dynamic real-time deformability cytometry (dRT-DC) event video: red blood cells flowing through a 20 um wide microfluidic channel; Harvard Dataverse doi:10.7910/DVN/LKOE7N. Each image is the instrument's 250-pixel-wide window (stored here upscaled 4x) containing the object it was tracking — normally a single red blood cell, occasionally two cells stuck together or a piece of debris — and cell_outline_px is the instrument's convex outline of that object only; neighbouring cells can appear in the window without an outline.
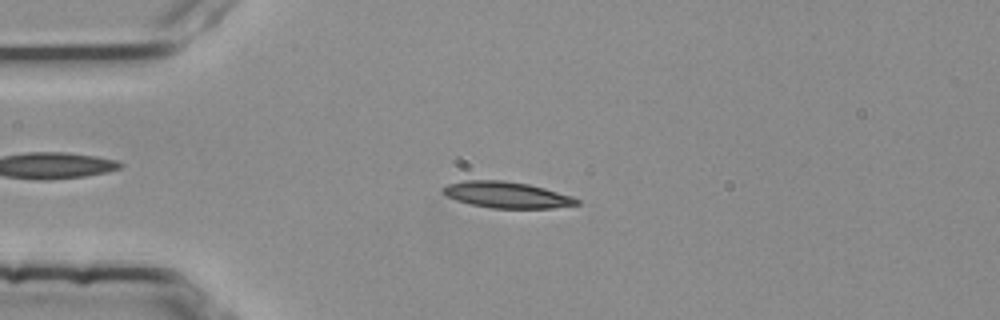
{"species": "common noctule bat (a hibernating species)", "species_latin": "Nyctalus noctula", "temperature_condition": "room temperature", "stored_images_in_passage": 3, "camera_frame_rate_fps": 3000, "um_per_image_px": 0.085, "animal": {"sex": "female", "body_mass_g": 25.1}, "frame": {"image": 1, "passage_image": 2, "time_ms": 0.333, "image_size_px": [1000, 320], "cell_outline_px": [[580, 204], [552, 208], [492, 208], [472, 204], [456, 200], [444, 196], [440, 192], [440, 188], [448, 184], [464, 180], [504, 180], [528, 184], [544, 188], [572, 196], [580, 200]], "centroid_in_image_um": [43.03, 16.56], "position_along_channel_um": 42.0, "area_um2": 20.58}}